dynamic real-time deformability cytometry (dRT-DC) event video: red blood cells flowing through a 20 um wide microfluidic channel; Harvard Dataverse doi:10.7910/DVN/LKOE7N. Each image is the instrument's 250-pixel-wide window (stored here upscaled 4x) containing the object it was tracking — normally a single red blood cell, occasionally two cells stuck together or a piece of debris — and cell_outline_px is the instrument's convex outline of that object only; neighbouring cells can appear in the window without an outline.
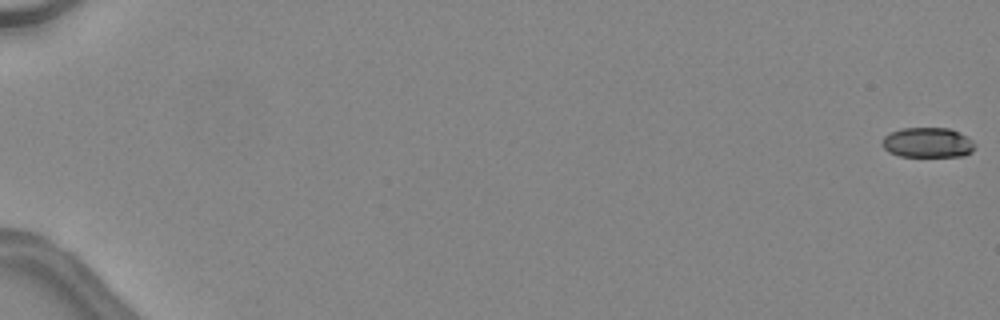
{"species": "common noctule bat (a hibernating species)", "species_latin": "Nyctalus noctula", "temperature_condition": "warm", "stored_images_in_passage": 15, "camera_frame_rate_fps": 3000, "um_per_image_px": 0.085, "animal": {"sex": "female", "body_mass_g": 24.6, "forearm_length_mm": 56.2}, "frame": {"image": 1, "passage_image": 1, "time_ms": 0.0, "image_size_px": [1000, 320], "cell_outline_px": [[976, 144], [972, 152], [964, 156], [900, 156], [888, 152], [880, 144], [880, 140], [888, 132], [900, 128], [948, 128], [960, 132], [972, 140]], "centroid_in_image_um": [78.82, 12.11], "position_along_channel_um": 6.2, "area_um2": 16.53}}
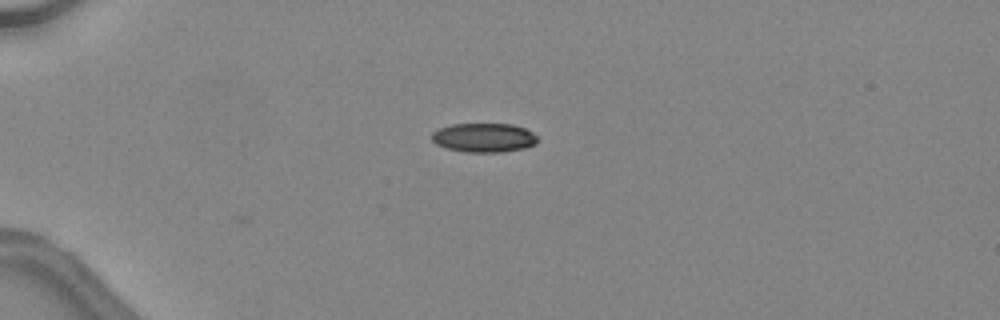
{"frame": {"image": 2, "passage_image": 15, "time_ms": 4.667, "image_size_px": [1000, 320], "cell_outline_px": [[536, 144], [524, 148], [500, 152], [464, 152], [444, 148], [436, 144], [432, 140], [432, 132], [440, 128], [452, 124], [512, 124], [524, 128], [532, 132], [536, 136]], "centroid_in_image_um": [41.1, 11.7], "position_along_channel_um": 43.9, "area_um2": 17.92}}